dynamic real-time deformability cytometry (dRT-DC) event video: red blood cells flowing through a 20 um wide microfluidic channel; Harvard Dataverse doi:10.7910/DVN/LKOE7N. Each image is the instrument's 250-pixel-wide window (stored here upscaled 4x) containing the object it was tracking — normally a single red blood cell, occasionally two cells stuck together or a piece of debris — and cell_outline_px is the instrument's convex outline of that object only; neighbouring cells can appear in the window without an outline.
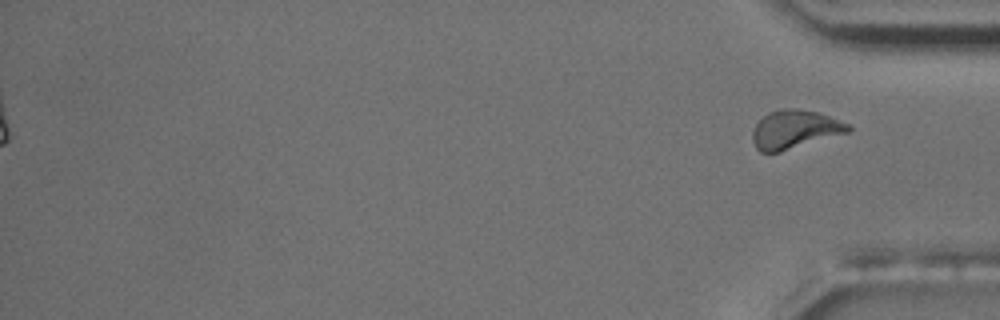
{"species": "common noctule bat (a hibernating species)", "species_latin": "Nyctalus noctula", "temperature_condition": "room temperature", "stored_images_in_passage": 13, "camera_frame_rate_fps": 3000, "um_per_image_px": 0.085, "animal": {"sex": "male", "body_mass_g": 17.5, "forearm_length_mm": 52.3}, "frame": {"image": 1, "passage_image": 13, "time_ms": 14.333, "image_size_px": [1000, 320], "cell_outline_px": [[852, 128], [848, 132], [780, 152], [760, 152], [756, 148], [752, 140], [752, 132], [756, 124], [768, 112], [780, 108], [796, 108], [820, 112], [848, 124]], "centroid_in_image_um": [67.53, 10.99], "position_along_channel_um": 367.7, "area_um2": 21.44}, "authors_computed_cell_mechanics": {"area_um2": 22.1374, "velocity_mm_per_s": 3.5871, "shape_relaxation_time_tau1_ms": null, "shape_relaxation_time_tau2_ms": 5.5506, "deformation_change_tau1": null, "deformation_change_tau2": 0.1037}}